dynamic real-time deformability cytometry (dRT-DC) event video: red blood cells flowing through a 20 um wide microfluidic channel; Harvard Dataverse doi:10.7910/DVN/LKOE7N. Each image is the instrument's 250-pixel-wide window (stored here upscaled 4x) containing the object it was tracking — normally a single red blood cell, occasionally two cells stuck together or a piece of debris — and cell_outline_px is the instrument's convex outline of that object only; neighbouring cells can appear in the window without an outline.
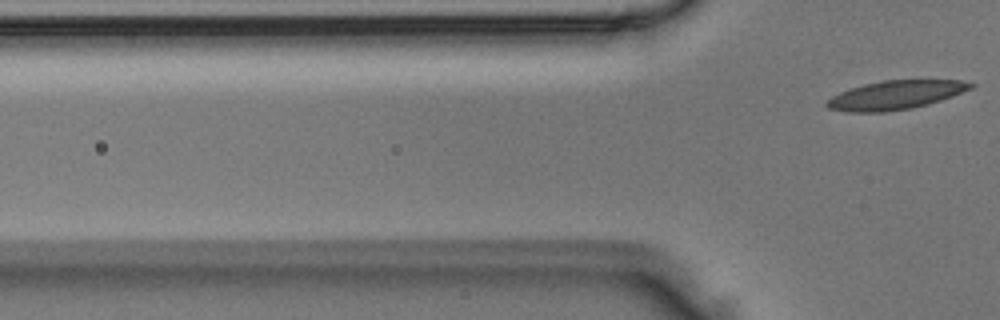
{"species": "Egyptian fruit bat (a non-hibernating species)", "species_latin": "Rousettus aegyptiacus", "temperature_condition": "room temperature", "stored_images_in_passage": 5, "segment_of_instrument_passage": [2, 2], "camera_frame_rate_fps": 3000, "um_per_image_px": 0.085, "animal": {"sex": "male"}, "frame": {"image": 1, "passage_image": 5, "time_ms": 1.333, "image_size_px": [1000, 320], "cell_outline_px": [[976, 84], [972, 88], [952, 96], [928, 104], [912, 108], [884, 112], [844, 112], [828, 108], [824, 104], [824, 100], [840, 92], [864, 84], [884, 80], [960, 80]], "centroid_in_image_um": [76.07, 8.08], "position_along_channel_um": 49.7, "area_um2": 24.16}}